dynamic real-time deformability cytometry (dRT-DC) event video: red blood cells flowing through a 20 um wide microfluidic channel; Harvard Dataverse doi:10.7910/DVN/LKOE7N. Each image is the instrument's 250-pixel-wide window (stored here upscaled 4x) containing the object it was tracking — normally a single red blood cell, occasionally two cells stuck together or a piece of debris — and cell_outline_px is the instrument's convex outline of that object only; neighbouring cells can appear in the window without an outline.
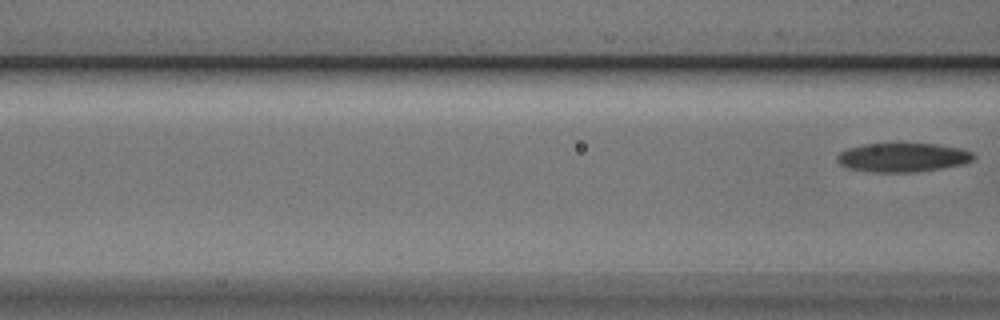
{"species": "Egyptian fruit bat (a non-hibernating species)", "species_latin": "Rousettus aegyptiacus", "temperature_condition": "cold", "stored_images_in_passage": 3, "camera_frame_rate_fps": 3000, "um_per_image_px": 0.085, "animal": {"sex": "male"}, "frame": {"image": 1, "passage_image": 3, "time_ms": 0.667, "image_size_px": [1000, 320], "cell_outline_px": [[976, 156], [972, 160], [964, 164], [940, 168], [912, 172], [872, 172], [848, 168], [840, 164], [836, 160], [836, 156], [840, 152], [848, 148], [864, 144], [936, 144], [960, 148], [972, 152]], "centroid_in_image_um": [76.72, 13.38], "position_along_channel_um": 89.9, "area_um2": 22.89}}